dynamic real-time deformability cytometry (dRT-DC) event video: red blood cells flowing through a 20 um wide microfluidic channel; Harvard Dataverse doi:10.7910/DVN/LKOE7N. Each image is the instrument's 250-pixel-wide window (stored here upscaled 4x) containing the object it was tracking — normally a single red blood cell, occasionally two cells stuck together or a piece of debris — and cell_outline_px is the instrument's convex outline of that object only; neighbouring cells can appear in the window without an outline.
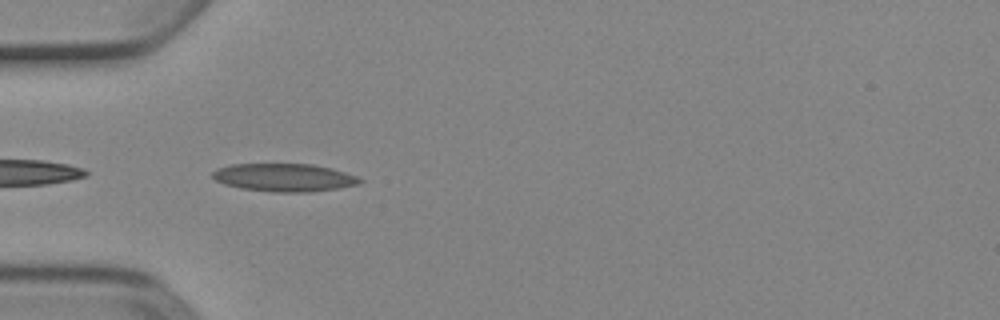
{"species": "Egyptian fruit bat (a non-hibernating species)", "species_latin": "Rousettus aegyptiacus", "temperature_condition": "cold", "stored_images_in_passage": 6, "camera_frame_rate_fps": 3000, "um_per_image_px": 0.085, "animal": {"sex": "female"}, "frame": {"image": 1, "passage_image": 5, "time_ms": 1.333, "image_size_px": [1000, 320], "cell_outline_px": [[364, 180], [360, 184], [336, 188], [308, 192], [272, 192], [240, 188], [224, 184], [216, 180], [212, 176], [212, 172], [216, 168], [232, 164], [312, 164], [332, 168], [356, 176]], "centroid_in_image_um": [24.14, 15.08], "position_along_channel_um": 60.9, "area_um2": 23.99}}
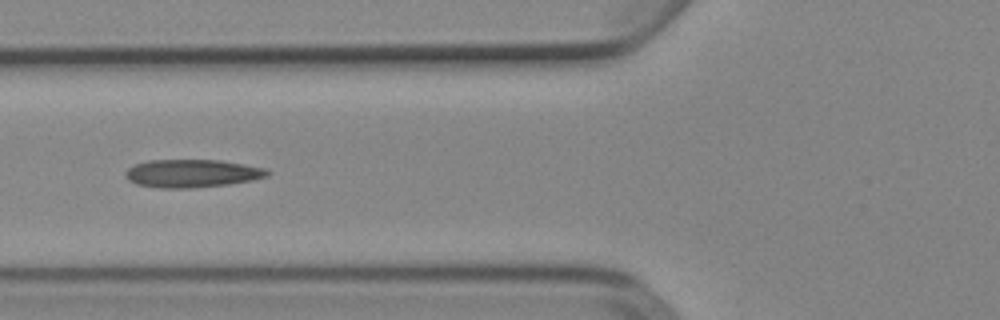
{"frame": {"image": 2, "passage_image": 6, "time_ms": 1.667, "image_size_px": [1000, 320], "cell_outline_px": [[272, 172], [268, 176], [252, 180], [228, 184], [192, 188], [160, 188], [136, 184], [128, 180], [124, 176], [124, 172], [128, 168], [136, 164], [148, 160], [220, 160], [244, 164], [264, 168]], "centroid_in_image_um": [16.31, 14.74], "position_along_channel_um": 109.5, "area_um2": 23.24}}